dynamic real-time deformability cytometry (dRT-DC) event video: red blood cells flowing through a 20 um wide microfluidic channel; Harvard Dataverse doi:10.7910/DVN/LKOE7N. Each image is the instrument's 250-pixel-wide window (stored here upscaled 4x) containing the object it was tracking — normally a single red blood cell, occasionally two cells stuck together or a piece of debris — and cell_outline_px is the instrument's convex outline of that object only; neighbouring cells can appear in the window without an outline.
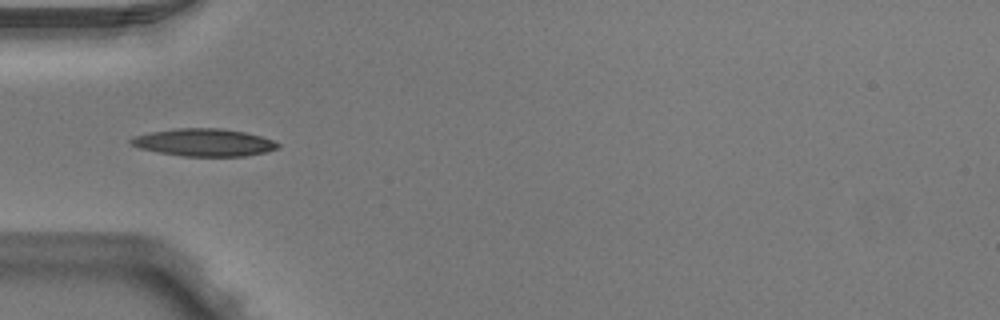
{"species": "Egyptian fruit bat (a non-hibernating species)", "species_latin": "Rousettus aegyptiacus", "temperature_condition": "warm", "stored_images_in_passage": 4, "camera_frame_rate_fps": 3000, "um_per_image_px": 0.085, "animal": {"sex": "male"}, "frame": {"image": 1, "passage_image": 4, "time_ms": 1.0, "image_size_px": [1000, 320], "cell_outline_px": [[280, 148], [264, 152], [244, 156], [184, 156], [160, 152], [140, 148], [128, 144], [128, 140], [132, 136], [152, 132], [176, 128], [220, 128], [244, 132], [260, 136], [272, 140], [280, 144]], "centroid_in_image_um": [17.31, 12.1], "position_along_channel_um": 67.7, "area_um2": 23.47}}